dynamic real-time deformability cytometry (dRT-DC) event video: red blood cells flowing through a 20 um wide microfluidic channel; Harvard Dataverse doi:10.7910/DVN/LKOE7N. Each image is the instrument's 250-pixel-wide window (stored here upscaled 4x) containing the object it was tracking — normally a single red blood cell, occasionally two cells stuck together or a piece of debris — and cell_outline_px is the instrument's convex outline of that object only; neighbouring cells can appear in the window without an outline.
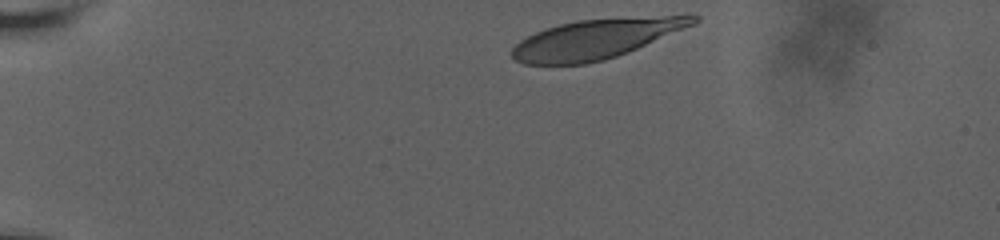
{"species": "human", "species_latin": "Homo sapiens", "temperature_condition": "room temperature", "stored_images_in_passage": 9, "camera_frame_rate_fps": 3000, "um_per_image_px": 0.085, "donor": {"sex": "male"}, "frame": {"image": 1, "passage_image": 1, "time_ms": 0.0, "image_size_px": [1000, 240], "cell_outline_px": [[700, 20], [696, 24], [628, 52], [604, 60], [588, 64], [524, 64], [516, 60], [512, 56], [512, 48], [520, 40], [536, 32], [560, 24], [576, 20], [664, 16], [700, 16]], "centroid_in_image_um": [50.66, 3.32], "position_along_channel_um": 34.3, "area_um2": 41.33}}
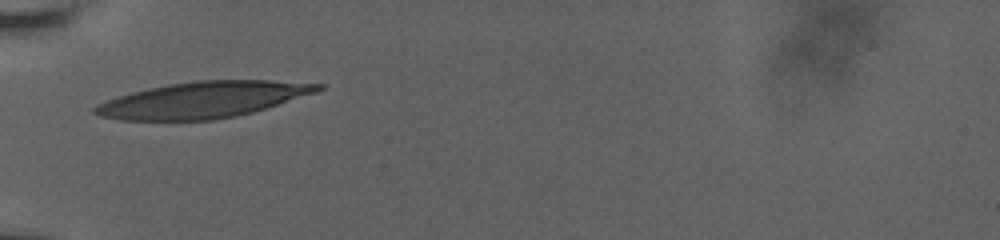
{"frame": {"image": 2, "passage_image": 6, "time_ms": 3.0, "image_size_px": [1000, 240], "cell_outline_px": [[324, 88], [316, 92], [252, 112], [236, 116], [212, 120], [120, 120], [100, 116], [92, 112], [92, 108], [96, 104], [116, 96], [148, 88], [168, 84], [196, 80], [268, 80], [324, 84]], "centroid_in_image_um": [17.2, 8.48], "position_along_channel_um": 67.8, "area_um2": 46.82}}
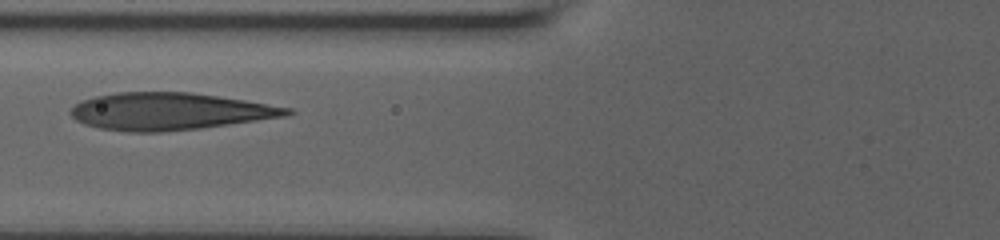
{"frame": {"image": 3, "passage_image": 8, "time_ms": 4.333, "image_size_px": [1000, 240], "cell_outline_px": [[296, 112], [284, 116], [200, 128], [160, 132], [128, 132], [100, 128], [84, 124], [76, 120], [68, 112], [76, 104], [84, 100], [96, 96], [116, 92], [192, 92], [244, 100], [292, 108]], "centroid_in_image_um": [14.38, 9.46], "position_along_channel_um": 111.4, "area_um2": 46.59}}